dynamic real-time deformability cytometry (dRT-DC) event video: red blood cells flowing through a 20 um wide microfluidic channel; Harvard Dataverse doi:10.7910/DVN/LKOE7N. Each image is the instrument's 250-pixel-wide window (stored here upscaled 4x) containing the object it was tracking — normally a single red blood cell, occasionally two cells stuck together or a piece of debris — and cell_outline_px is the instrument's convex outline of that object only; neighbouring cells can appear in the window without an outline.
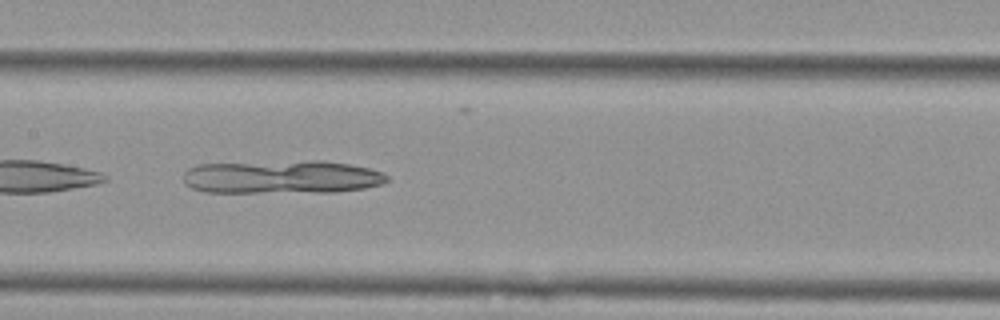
{"species": "Egyptian fruit bat (a non-hibernating species)", "species_latin": "Rousettus aegyptiacus", "temperature_condition": "cold", "stored_images_in_passage": 34, "camera_frame_rate_fps": 3000, "um_per_image_px": 0.085, "animal": {"sex": "female"}, "frame": {"image": 1, "passage_image": 10, "time_ms": 3.0, "image_size_px": [1000, 320], "cell_outline_px": [[388, 180], [380, 184], [364, 188], [332, 192], [204, 192], [192, 188], [184, 184], [184, 172], [188, 168], [196, 164], [312, 160], [320, 160], [348, 164], [368, 168], [384, 172], [388, 176]], "centroid_in_image_um": [23.92, 15.04], "position_along_channel_um": 183.5, "area_um2": 39.77}}